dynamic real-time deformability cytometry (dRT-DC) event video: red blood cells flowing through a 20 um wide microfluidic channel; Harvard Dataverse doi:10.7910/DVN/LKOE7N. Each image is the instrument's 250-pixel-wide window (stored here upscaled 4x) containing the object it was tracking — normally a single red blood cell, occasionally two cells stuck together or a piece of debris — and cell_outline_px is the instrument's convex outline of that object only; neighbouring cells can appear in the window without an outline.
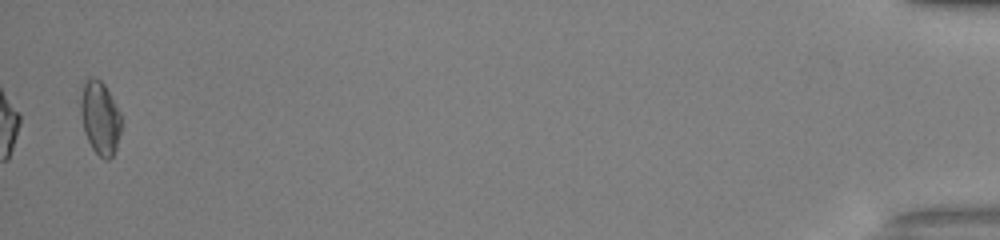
{"species": "common noctule bat (a hibernating species)", "species_latin": "Nyctalus noctula", "temperature_condition": "warm", "stored_images_in_passage": 37, "camera_frame_rate_fps": 3000, "um_per_image_px": 0.085, "animal": {"sex": "male", "body_mass_g": 13.0, "forearm_length_mm": 53.1}, "frame": {"image": 1, "passage_image": 37, "time_ms": 12.0, "image_size_px": [1000, 240], "cell_outline_px": [[120, 132], [116, 148], [112, 156], [108, 160], [104, 160], [92, 148], [84, 132], [80, 116], [80, 100], [84, 80], [88, 76], [96, 76], [104, 84], [120, 112]], "centroid_in_image_um": [8.47, 9.98], "position_along_channel_um": 426.7, "area_um2": 17.46}, "authors_computed_cell_mechanics": {"area_um2": 16.5308, "velocity_mm_per_s": 4.1243, "shape_relaxation_time_tau1_ms": 4.7246, "shape_relaxation_time_tau2_ms": 2.0217, "deformation_change_tau1": 0.0803, "deformation_change_tau2": 0.0502}}